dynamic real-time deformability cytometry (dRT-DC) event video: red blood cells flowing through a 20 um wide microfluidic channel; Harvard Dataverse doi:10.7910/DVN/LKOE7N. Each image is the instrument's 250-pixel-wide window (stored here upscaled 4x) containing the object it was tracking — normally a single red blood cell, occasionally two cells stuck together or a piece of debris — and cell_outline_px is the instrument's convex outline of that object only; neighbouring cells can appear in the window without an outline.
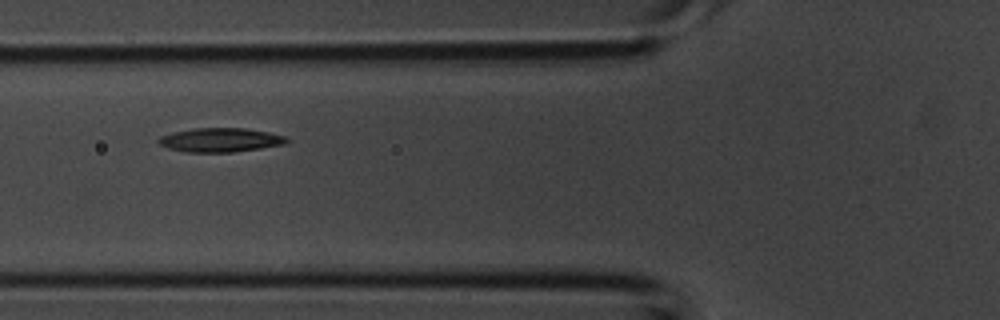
{"species": "common noctule bat (a hibernating species)", "species_latin": "Nyctalus noctula", "temperature_condition": "room temperature", "stored_images_in_passage": 4, "camera_frame_rate_fps": 3000, "um_per_image_px": 0.085, "animal": {"sex": "male", "body_mass_g": 20.1, "forearm_length_mm": 53.5}, "frame": {"image": 1, "passage_image": 3, "time_ms": 0.667, "image_size_px": [1000, 320], "cell_outline_px": [[292, 140], [284, 144], [260, 148], [232, 152], [184, 152], [168, 148], [160, 144], [156, 140], [160, 136], [172, 132], [192, 128], [244, 128], [268, 132], [284, 136]], "centroid_in_image_um": [18.7, 11.89], "position_along_channel_um": 107.1, "area_um2": 17.98}}
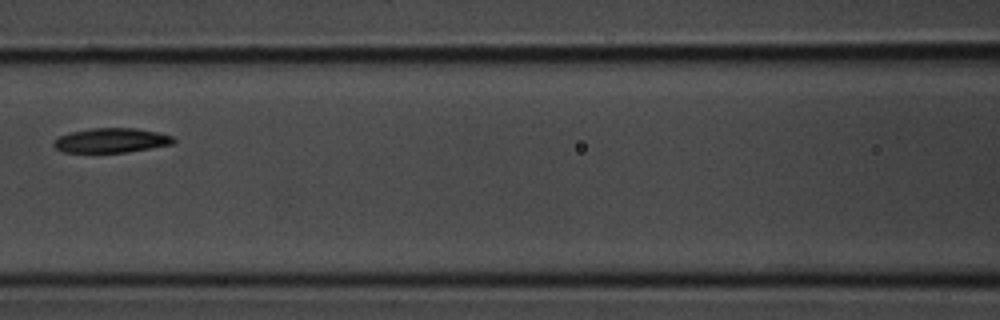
{"frame": {"image": 2, "passage_image": 4, "time_ms": 1.0, "image_size_px": [1000, 320], "cell_outline_px": [[176, 140], [172, 144], [128, 152], [64, 152], [56, 148], [52, 144], [56, 136], [88, 128], [136, 128], [160, 132], [172, 136]], "centroid_in_image_um": [9.45, 11.92], "position_along_channel_um": 157.2, "area_um2": 17.22}}